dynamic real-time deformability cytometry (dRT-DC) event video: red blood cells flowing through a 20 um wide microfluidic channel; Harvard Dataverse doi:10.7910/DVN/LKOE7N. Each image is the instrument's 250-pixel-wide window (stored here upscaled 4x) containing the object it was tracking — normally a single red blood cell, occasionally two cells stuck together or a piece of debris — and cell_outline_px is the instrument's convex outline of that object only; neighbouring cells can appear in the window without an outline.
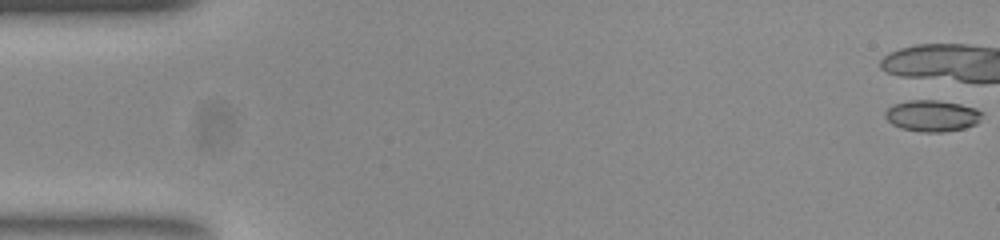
{"species": "common noctule bat (a hibernating species)", "species_latin": "Nyctalus noctula", "temperature_condition": "room temperature", "stored_images_in_passage": 3, "camera_frame_rate_fps": 3000, "um_per_image_px": 0.085, "animal": {"sex": "female", "body_mass_g": 23.0, "forearm_length_mm": 53.4}, "frame": {"image": 1, "passage_image": 1, "time_ms": 0.0, "image_size_px": [1000, 240], "cell_outline_px": [[984, 112], [980, 120], [976, 124], [964, 128], [944, 132], [920, 132], [900, 128], [892, 124], [884, 116], [884, 112], [892, 104], [908, 100], [940, 100], [960, 104], [976, 108]], "centroid_in_image_um": [79.23, 9.84], "position_along_channel_um": 5.8, "area_um2": 17.98}}